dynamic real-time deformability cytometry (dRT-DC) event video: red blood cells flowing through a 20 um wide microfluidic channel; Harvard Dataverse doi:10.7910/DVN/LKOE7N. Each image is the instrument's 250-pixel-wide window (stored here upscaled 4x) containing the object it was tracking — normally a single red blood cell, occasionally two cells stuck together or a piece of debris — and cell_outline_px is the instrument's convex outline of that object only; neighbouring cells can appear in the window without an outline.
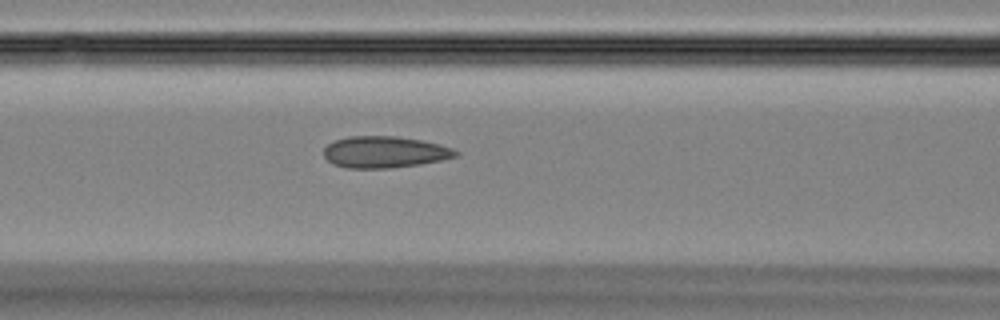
{"species": "Egyptian fruit bat (a non-hibernating species)", "species_latin": "Rousettus aegyptiacus", "temperature_condition": "room temperature", "stored_images_in_passage": 45, "camera_frame_rate_fps": 3000, "um_per_image_px": 0.085, "animal": {"sex": "female"}, "frame": {"image": 1, "passage_image": 18, "time_ms": 5.667, "image_size_px": [1000, 320], "cell_outline_px": [[460, 156], [420, 164], [392, 168], [344, 168], [332, 164], [324, 156], [324, 148], [328, 144], [336, 140], [348, 136], [396, 136], [420, 140], [440, 144], [452, 148], [460, 152]], "centroid_in_image_um": [32.7, 12.93], "position_along_channel_um": 133.9, "area_um2": 24.39}}
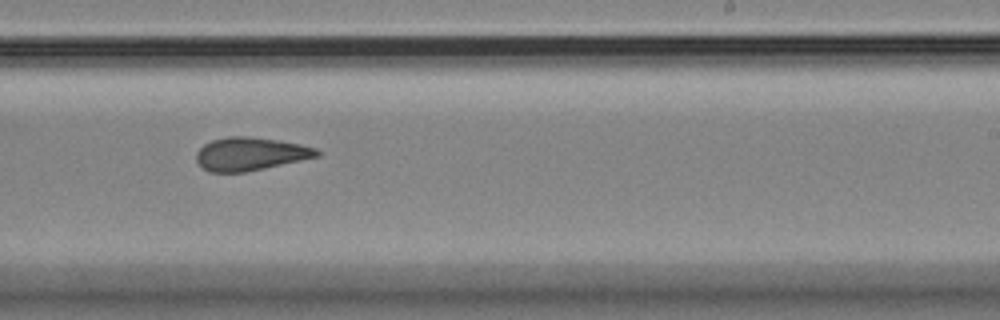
{"frame": {"image": 2, "passage_image": 27, "time_ms": 8.667, "image_size_px": [1000, 320], "cell_outline_px": [[320, 156], [264, 168], [244, 172], [208, 172], [200, 168], [196, 160], [196, 152], [204, 144], [212, 140], [228, 136], [248, 136], [280, 140], [300, 144], [316, 148], [320, 152]], "centroid_in_image_um": [21.24, 13.08], "position_along_channel_um": 267.8, "area_um2": 23.41}}
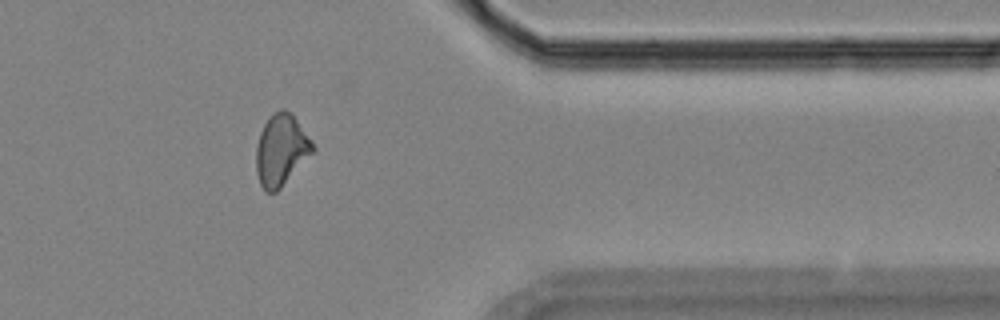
{"frame": {"image": 3, "passage_image": 36, "time_ms": 11.667, "image_size_px": [1000, 320], "cell_outline_px": [[316, 152], [276, 192], [264, 192], [260, 184], [256, 172], [256, 144], [260, 132], [268, 116], [272, 112], [280, 108], [284, 108], [292, 112], [312, 140], [316, 148]], "centroid_in_image_um": [23.92, 12.72], "position_along_channel_um": 387.5, "area_um2": 24.28}}